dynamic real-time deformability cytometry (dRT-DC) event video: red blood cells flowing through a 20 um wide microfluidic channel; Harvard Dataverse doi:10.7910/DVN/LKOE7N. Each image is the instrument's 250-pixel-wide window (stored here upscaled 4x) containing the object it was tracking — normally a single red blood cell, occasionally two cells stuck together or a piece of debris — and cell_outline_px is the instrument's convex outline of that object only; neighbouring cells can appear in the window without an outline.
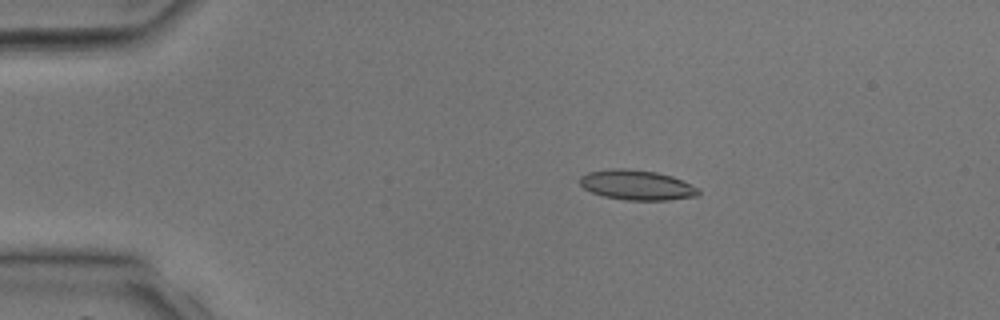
{"species": "common noctule bat (a hibernating species)", "species_latin": "Nyctalus noctula", "temperature_condition": "room temperature", "stored_images_in_passage": 15, "camera_frame_rate_fps": 3000, "um_per_image_px": 0.085, "animal": {"sex": "male", "body_mass_g": 17.9, "forearm_length_mm": 54.2}, "frame": {"image": 1, "passage_image": 7, "time_ms": 2.0, "image_size_px": [1000, 320], "cell_outline_px": [[700, 192], [696, 196], [668, 200], [624, 200], [604, 196], [592, 192], [584, 188], [580, 184], [580, 176], [588, 172], [612, 168], [624, 168], [656, 172], [672, 176], [700, 188]], "centroid_in_image_um": [54.13, 15.72], "position_along_channel_um": 30.9, "area_um2": 20.69}}